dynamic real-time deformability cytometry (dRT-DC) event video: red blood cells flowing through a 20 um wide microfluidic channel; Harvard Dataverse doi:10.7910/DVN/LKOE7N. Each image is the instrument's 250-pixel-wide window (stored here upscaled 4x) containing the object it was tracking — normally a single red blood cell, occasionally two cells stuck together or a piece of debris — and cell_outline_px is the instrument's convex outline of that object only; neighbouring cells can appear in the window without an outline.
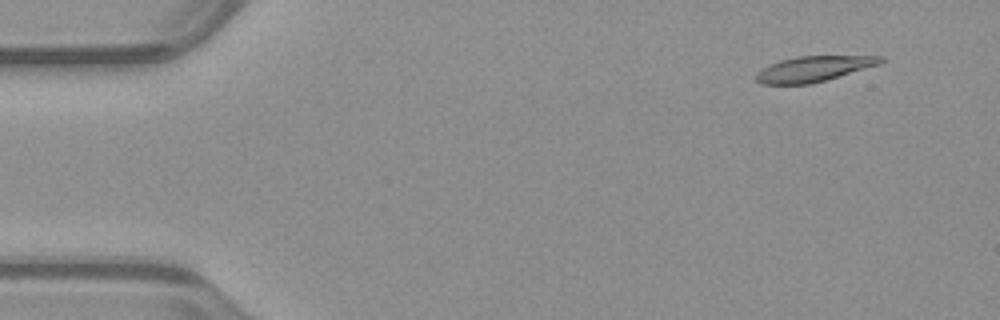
{"species": "common noctule bat (a hibernating species)", "species_latin": "Nyctalus noctula", "temperature_condition": "warm", "stored_images_in_passage": 15, "camera_frame_rate_fps": 3000, "um_per_image_px": 0.085, "animal": {"sex": "male", "body_mass_g": 23.1, "forearm_length_mm": 52.7}, "frame": {"image": 1, "passage_image": 1, "time_ms": 0.0, "image_size_px": [1000, 320], "cell_outline_px": [[884, 60], [880, 64], [812, 84], [760, 84], [752, 76], [756, 72], [780, 60], [796, 56], [884, 56]], "centroid_in_image_um": [69.13, 5.86], "position_along_channel_um": 15.9, "area_um2": 18.44}}
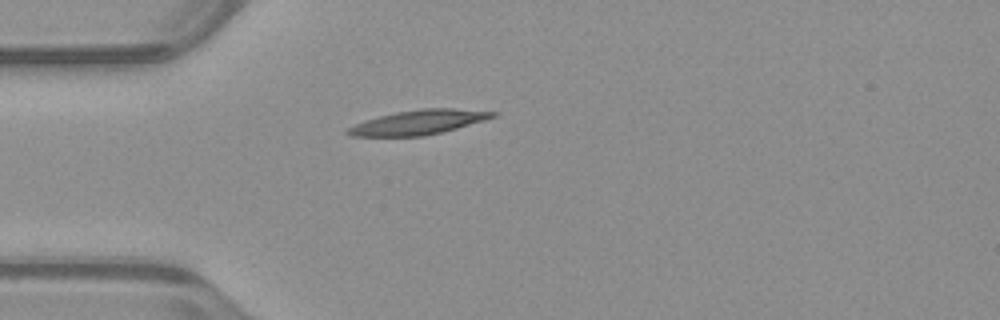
{"frame": {"image": 2, "passage_image": 11, "time_ms": 3.333, "image_size_px": [1000, 320], "cell_outline_px": [[500, 112], [496, 116], [484, 120], [444, 132], [424, 136], [352, 136], [344, 132], [348, 128], [364, 120], [396, 112], [420, 108], [452, 108]], "centroid_in_image_um": [35.6, 10.39], "position_along_channel_um": 49.4, "area_um2": 20.69}}
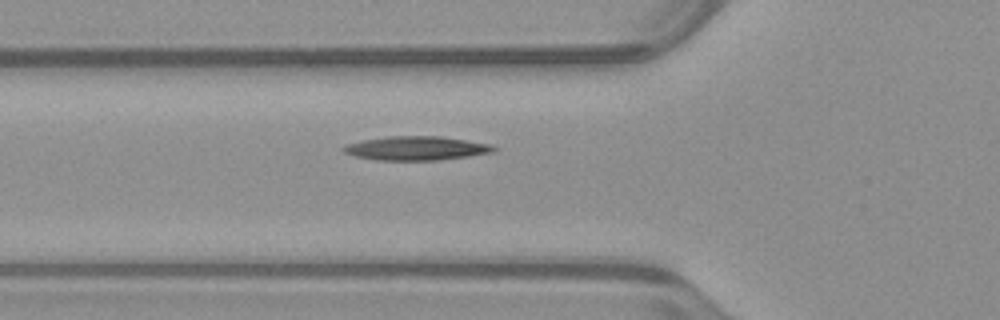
{"frame": {"image": 3, "passage_image": 15, "time_ms": 4.667, "image_size_px": [1000, 320], "cell_outline_px": [[496, 148], [492, 152], [468, 156], [436, 160], [376, 160], [352, 156], [344, 152], [340, 148], [348, 144], [364, 140], [388, 136], [440, 136], [492, 144]], "centroid_in_image_um": [35.35, 12.6], "position_along_channel_um": 90.5, "area_um2": 20.87}}